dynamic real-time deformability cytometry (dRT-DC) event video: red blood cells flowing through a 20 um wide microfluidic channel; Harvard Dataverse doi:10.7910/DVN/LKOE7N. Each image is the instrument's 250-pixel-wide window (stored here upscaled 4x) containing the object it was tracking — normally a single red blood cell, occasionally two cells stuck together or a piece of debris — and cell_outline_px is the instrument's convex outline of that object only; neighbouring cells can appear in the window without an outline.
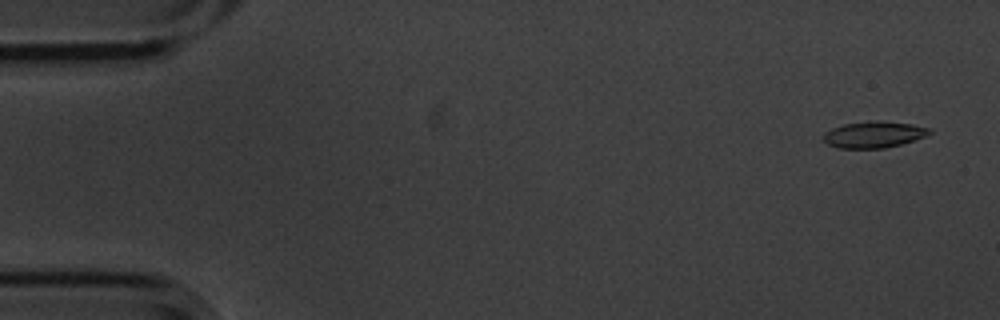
{"species": "common noctule bat (a hibernating species)", "species_latin": "Nyctalus noctula", "temperature_condition": "cold", "stored_images_in_passage": 5, "camera_frame_rate_fps": 3000, "um_per_image_px": 0.085, "animal": {"sex": "male", "body_mass_g": 20.1, "forearm_length_mm": 53.5}, "frame": {"image": 1, "passage_image": 1, "time_ms": 0.0, "image_size_px": [1000, 320], "cell_outline_px": [[932, 132], [924, 136], [900, 144], [884, 148], [836, 148], [828, 144], [824, 140], [824, 132], [832, 128], [844, 124], [876, 120], [880, 120], [912, 124], [932, 128]], "centroid_in_image_um": [74.27, 11.42], "position_along_channel_um": 10.7, "area_um2": 16.24}}